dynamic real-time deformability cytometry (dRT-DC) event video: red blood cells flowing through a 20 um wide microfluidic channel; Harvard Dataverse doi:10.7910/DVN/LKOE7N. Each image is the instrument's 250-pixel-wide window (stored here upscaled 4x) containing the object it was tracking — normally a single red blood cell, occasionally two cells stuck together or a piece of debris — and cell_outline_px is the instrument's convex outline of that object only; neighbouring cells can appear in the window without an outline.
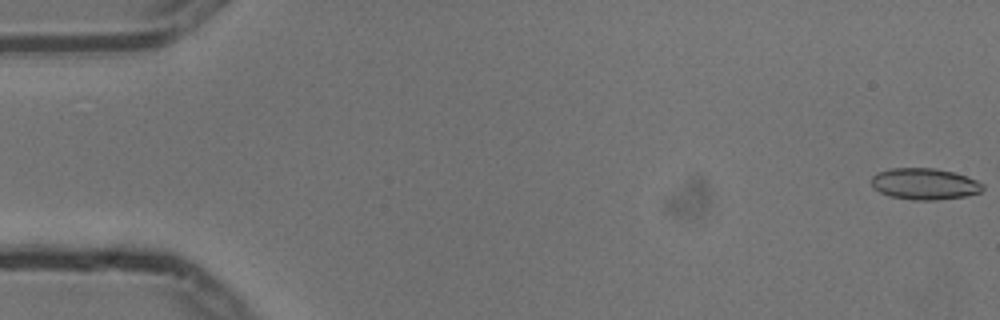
{"species": "common noctule bat (a hibernating species)", "species_latin": "Nyctalus noctula", "temperature_condition": "cold", "stored_images_in_passage": 55, "camera_frame_rate_fps": 3000, "um_per_image_px": 0.085, "animal": {"sex": "male", "body_mass_g": 13.3}, "frame": {"image": 1, "passage_image": 1, "time_ms": 0.0, "image_size_px": [1000, 320], "cell_outline_px": [[984, 188], [980, 192], [964, 196], [936, 200], [916, 200], [892, 196], [880, 192], [872, 188], [872, 176], [876, 172], [888, 168], [936, 168], [952, 172], [976, 180], [984, 184]], "centroid_in_image_um": [78.56, 15.62], "position_along_channel_um": 6.4, "area_um2": 20.29}}
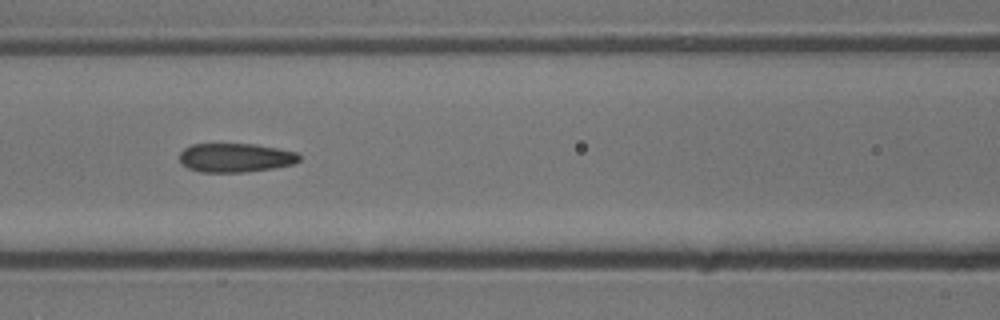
{"frame": {"image": 2, "passage_image": 24, "time_ms": 7.667, "image_size_px": [1000, 320], "cell_outline_px": [[300, 160], [292, 164], [272, 168], [244, 172], [200, 172], [188, 168], [180, 164], [180, 152], [184, 148], [192, 144], [256, 144], [280, 148], [300, 152]], "centroid_in_image_um": [20.02, 13.39], "position_along_channel_um": 146.6, "area_um2": 20.4}}
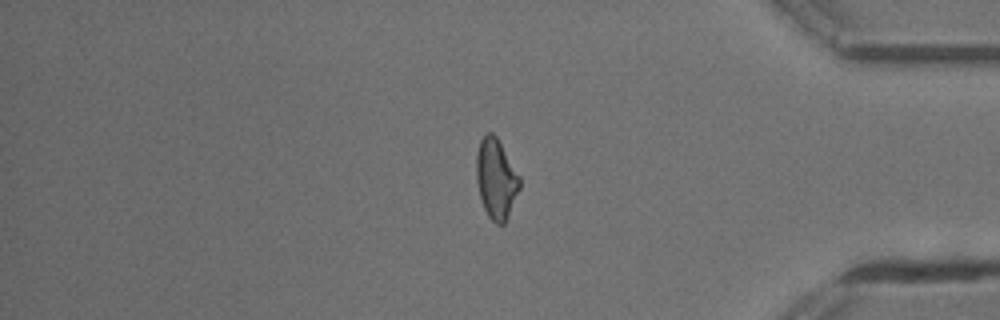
{"frame": {"image": 3, "passage_image": 46, "time_ms": 15.0, "image_size_px": [1000, 320], "cell_outline_px": [[520, 188], [508, 216], [504, 224], [496, 224], [488, 216], [484, 208], [480, 196], [476, 180], [476, 152], [480, 140], [484, 132], [492, 132], [496, 136], [520, 176]], "centroid_in_image_um": [42.15, 15.17], "position_along_channel_um": 393.0, "area_um2": 20.23}, "authors_computed_cell_mechanics": {"area_um2": 20.4034, "velocity_mm_per_s": 3.752, "shape_relaxation_time_tau1_ms": 6.4301, "shape_relaxation_time_tau2_ms": 1.6529, "deformation_change_tau1": 0.1869, "deformation_change_tau2": 0.1001}}